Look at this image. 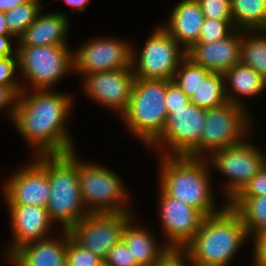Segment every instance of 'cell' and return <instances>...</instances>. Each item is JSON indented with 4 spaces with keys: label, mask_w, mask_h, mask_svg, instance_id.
Segmentation results:
<instances>
[{
    "label": "cell",
    "mask_w": 266,
    "mask_h": 266,
    "mask_svg": "<svg viewBox=\"0 0 266 266\" xmlns=\"http://www.w3.org/2000/svg\"><path fill=\"white\" fill-rule=\"evenodd\" d=\"M133 70L127 68L84 74L85 89L92 98L110 109L118 110L122 115L128 106L136 80Z\"/></svg>",
    "instance_id": "obj_16"
},
{
    "label": "cell",
    "mask_w": 266,
    "mask_h": 266,
    "mask_svg": "<svg viewBox=\"0 0 266 266\" xmlns=\"http://www.w3.org/2000/svg\"><path fill=\"white\" fill-rule=\"evenodd\" d=\"M191 99L180 89L173 80H166V97L165 103L168 115L173 109H179L188 105Z\"/></svg>",
    "instance_id": "obj_35"
},
{
    "label": "cell",
    "mask_w": 266,
    "mask_h": 266,
    "mask_svg": "<svg viewBox=\"0 0 266 266\" xmlns=\"http://www.w3.org/2000/svg\"><path fill=\"white\" fill-rule=\"evenodd\" d=\"M205 119L206 109L192 102L182 108L173 109L161 135L151 145H157L160 140L171 148L174 156H187L200 143Z\"/></svg>",
    "instance_id": "obj_11"
},
{
    "label": "cell",
    "mask_w": 266,
    "mask_h": 266,
    "mask_svg": "<svg viewBox=\"0 0 266 266\" xmlns=\"http://www.w3.org/2000/svg\"><path fill=\"white\" fill-rule=\"evenodd\" d=\"M250 38L241 39L240 63L251 67L266 80V37Z\"/></svg>",
    "instance_id": "obj_27"
},
{
    "label": "cell",
    "mask_w": 266,
    "mask_h": 266,
    "mask_svg": "<svg viewBox=\"0 0 266 266\" xmlns=\"http://www.w3.org/2000/svg\"><path fill=\"white\" fill-rule=\"evenodd\" d=\"M165 154L162 164L161 189L169 196L179 199L201 211L205 216L218 214L214 211L209 176L202 158Z\"/></svg>",
    "instance_id": "obj_3"
},
{
    "label": "cell",
    "mask_w": 266,
    "mask_h": 266,
    "mask_svg": "<svg viewBox=\"0 0 266 266\" xmlns=\"http://www.w3.org/2000/svg\"><path fill=\"white\" fill-rule=\"evenodd\" d=\"M36 91L38 92L26 97L23 89L17 96L16 105L11 112L16 129L34 148L38 146V155L74 151L72 140L63 126L71 109L70 98L48 90Z\"/></svg>",
    "instance_id": "obj_1"
},
{
    "label": "cell",
    "mask_w": 266,
    "mask_h": 266,
    "mask_svg": "<svg viewBox=\"0 0 266 266\" xmlns=\"http://www.w3.org/2000/svg\"><path fill=\"white\" fill-rule=\"evenodd\" d=\"M13 35H0V58L12 56V46L8 37Z\"/></svg>",
    "instance_id": "obj_40"
},
{
    "label": "cell",
    "mask_w": 266,
    "mask_h": 266,
    "mask_svg": "<svg viewBox=\"0 0 266 266\" xmlns=\"http://www.w3.org/2000/svg\"><path fill=\"white\" fill-rule=\"evenodd\" d=\"M29 0H0V11L7 12L17 5L23 4Z\"/></svg>",
    "instance_id": "obj_41"
},
{
    "label": "cell",
    "mask_w": 266,
    "mask_h": 266,
    "mask_svg": "<svg viewBox=\"0 0 266 266\" xmlns=\"http://www.w3.org/2000/svg\"><path fill=\"white\" fill-rule=\"evenodd\" d=\"M231 33L226 38L211 43H196L186 56L195 64L212 73H222L240 63L241 38Z\"/></svg>",
    "instance_id": "obj_17"
},
{
    "label": "cell",
    "mask_w": 266,
    "mask_h": 266,
    "mask_svg": "<svg viewBox=\"0 0 266 266\" xmlns=\"http://www.w3.org/2000/svg\"><path fill=\"white\" fill-rule=\"evenodd\" d=\"M166 80L136 78L122 117L130 130L149 147L161 135L168 117Z\"/></svg>",
    "instance_id": "obj_5"
},
{
    "label": "cell",
    "mask_w": 266,
    "mask_h": 266,
    "mask_svg": "<svg viewBox=\"0 0 266 266\" xmlns=\"http://www.w3.org/2000/svg\"><path fill=\"white\" fill-rule=\"evenodd\" d=\"M16 59L12 56L0 58V85L10 87L17 95H19L23 89L13 80L14 72L18 66V57Z\"/></svg>",
    "instance_id": "obj_34"
},
{
    "label": "cell",
    "mask_w": 266,
    "mask_h": 266,
    "mask_svg": "<svg viewBox=\"0 0 266 266\" xmlns=\"http://www.w3.org/2000/svg\"><path fill=\"white\" fill-rule=\"evenodd\" d=\"M66 3L73 7V9H78L79 11H83L85 6L89 3V0H65Z\"/></svg>",
    "instance_id": "obj_42"
},
{
    "label": "cell",
    "mask_w": 266,
    "mask_h": 266,
    "mask_svg": "<svg viewBox=\"0 0 266 266\" xmlns=\"http://www.w3.org/2000/svg\"><path fill=\"white\" fill-rule=\"evenodd\" d=\"M242 106L231 102L206 109L205 126L200 143L187 155L199 158L201 153L214 152L243 142L249 119ZM209 150V152H208Z\"/></svg>",
    "instance_id": "obj_6"
},
{
    "label": "cell",
    "mask_w": 266,
    "mask_h": 266,
    "mask_svg": "<svg viewBox=\"0 0 266 266\" xmlns=\"http://www.w3.org/2000/svg\"><path fill=\"white\" fill-rule=\"evenodd\" d=\"M18 65L36 90H47L69 69H73V55L66 45L19 46Z\"/></svg>",
    "instance_id": "obj_8"
},
{
    "label": "cell",
    "mask_w": 266,
    "mask_h": 266,
    "mask_svg": "<svg viewBox=\"0 0 266 266\" xmlns=\"http://www.w3.org/2000/svg\"><path fill=\"white\" fill-rule=\"evenodd\" d=\"M190 99L192 103L204 109L218 107L228 101L238 106L242 105L233 93H227L222 73H211L205 80H201L197 91Z\"/></svg>",
    "instance_id": "obj_23"
},
{
    "label": "cell",
    "mask_w": 266,
    "mask_h": 266,
    "mask_svg": "<svg viewBox=\"0 0 266 266\" xmlns=\"http://www.w3.org/2000/svg\"><path fill=\"white\" fill-rule=\"evenodd\" d=\"M37 160L17 171L5 185L8 205H36L47 207L50 182L47 177V155H37Z\"/></svg>",
    "instance_id": "obj_15"
},
{
    "label": "cell",
    "mask_w": 266,
    "mask_h": 266,
    "mask_svg": "<svg viewBox=\"0 0 266 266\" xmlns=\"http://www.w3.org/2000/svg\"><path fill=\"white\" fill-rule=\"evenodd\" d=\"M205 18L232 20L230 0H197Z\"/></svg>",
    "instance_id": "obj_32"
},
{
    "label": "cell",
    "mask_w": 266,
    "mask_h": 266,
    "mask_svg": "<svg viewBox=\"0 0 266 266\" xmlns=\"http://www.w3.org/2000/svg\"><path fill=\"white\" fill-rule=\"evenodd\" d=\"M129 213H89L69 230V236L81 247L103 261L109 250L122 240Z\"/></svg>",
    "instance_id": "obj_9"
},
{
    "label": "cell",
    "mask_w": 266,
    "mask_h": 266,
    "mask_svg": "<svg viewBox=\"0 0 266 266\" xmlns=\"http://www.w3.org/2000/svg\"><path fill=\"white\" fill-rule=\"evenodd\" d=\"M232 26V20H213L205 18L197 43H211L222 40L234 31L231 28Z\"/></svg>",
    "instance_id": "obj_31"
},
{
    "label": "cell",
    "mask_w": 266,
    "mask_h": 266,
    "mask_svg": "<svg viewBox=\"0 0 266 266\" xmlns=\"http://www.w3.org/2000/svg\"><path fill=\"white\" fill-rule=\"evenodd\" d=\"M230 2L234 26L232 28L241 31L266 29V0H230Z\"/></svg>",
    "instance_id": "obj_25"
},
{
    "label": "cell",
    "mask_w": 266,
    "mask_h": 266,
    "mask_svg": "<svg viewBox=\"0 0 266 266\" xmlns=\"http://www.w3.org/2000/svg\"><path fill=\"white\" fill-rule=\"evenodd\" d=\"M103 264L104 266H139L123 240L109 250Z\"/></svg>",
    "instance_id": "obj_33"
},
{
    "label": "cell",
    "mask_w": 266,
    "mask_h": 266,
    "mask_svg": "<svg viewBox=\"0 0 266 266\" xmlns=\"http://www.w3.org/2000/svg\"><path fill=\"white\" fill-rule=\"evenodd\" d=\"M255 266H266V230L254 237Z\"/></svg>",
    "instance_id": "obj_37"
},
{
    "label": "cell",
    "mask_w": 266,
    "mask_h": 266,
    "mask_svg": "<svg viewBox=\"0 0 266 266\" xmlns=\"http://www.w3.org/2000/svg\"><path fill=\"white\" fill-rule=\"evenodd\" d=\"M50 196L47 211L51 221L58 220L68 231L90 212L85 208L78 182V160L74 151L47 155ZM86 210H85V209Z\"/></svg>",
    "instance_id": "obj_4"
},
{
    "label": "cell",
    "mask_w": 266,
    "mask_h": 266,
    "mask_svg": "<svg viewBox=\"0 0 266 266\" xmlns=\"http://www.w3.org/2000/svg\"><path fill=\"white\" fill-rule=\"evenodd\" d=\"M215 167L230 177L227 186L229 202L249 180L266 164V157L247 142L210 153ZM229 187V188H228Z\"/></svg>",
    "instance_id": "obj_12"
},
{
    "label": "cell",
    "mask_w": 266,
    "mask_h": 266,
    "mask_svg": "<svg viewBox=\"0 0 266 266\" xmlns=\"http://www.w3.org/2000/svg\"><path fill=\"white\" fill-rule=\"evenodd\" d=\"M68 19L64 14H48L37 18L18 37L19 46L65 45Z\"/></svg>",
    "instance_id": "obj_21"
},
{
    "label": "cell",
    "mask_w": 266,
    "mask_h": 266,
    "mask_svg": "<svg viewBox=\"0 0 266 266\" xmlns=\"http://www.w3.org/2000/svg\"><path fill=\"white\" fill-rule=\"evenodd\" d=\"M266 196V164L249 180L235 197Z\"/></svg>",
    "instance_id": "obj_36"
},
{
    "label": "cell",
    "mask_w": 266,
    "mask_h": 266,
    "mask_svg": "<svg viewBox=\"0 0 266 266\" xmlns=\"http://www.w3.org/2000/svg\"><path fill=\"white\" fill-rule=\"evenodd\" d=\"M227 204L240 216L249 235L266 230V196L234 197Z\"/></svg>",
    "instance_id": "obj_24"
},
{
    "label": "cell",
    "mask_w": 266,
    "mask_h": 266,
    "mask_svg": "<svg viewBox=\"0 0 266 266\" xmlns=\"http://www.w3.org/2000/svg\"><path fill=\"white\" fill-rule=\"evenodd\" d=\"M180 45L163 27H159L146 41L134 76L139 79L173 80L175 71L186 57V51L183 49L181 52Z\"/></svg>",
    "instance_id": "obj_10"
},
{
    "label": "cell",
    "mask_w": 266,
    "mask_h": 266,
    "mask_svg": "<svg viewBox=\"0 0 266 266\" xmlns=\"http://www.w3.org/2000/svg\"><path fill=\"white\" fill-rule=\"evenodd\" d=\"M64 233L63 241L49 237L29 242L9 257L16 266H66V239L69 232L64 230Z\"/></svg>",
    "instance_id": "obj_20"
},
{
    "label": "cell",
    "mask_w": 266,
    "mask_h": 266,
    "mask_svg": "<svg viewBox=\"0 0 266 266\" xmlns=\"http://www.w3.org/2000/svg\"><path fill=\"white\" fill-rule=\"evenodd\" d=\"M78 182L84 206L90 205V213H128L121 204L126 200L123 185L112 171L78 162Z\"/></svg>",
    "instance_id": "obj_7"
},
{
    "label": "cell",
    "mask_w": 266,
    "mask_h": 266,
    "mask_svg": "<svg viewBox=\"0 0 266 266\" xmlns=\"http://www.w3.org/2000/svg\"><path fill=\"white\" fill-rule=\"evenodd\" d=\"M17 94L10 88L0 85V109L8 105H16Z\"/></svg>",
    "instance_id": "obj_39"
},
{
    "label": "cell",
    "mask_w": 266,
    "mask_h": 266,
    "mask_svg": "<svg viewBox=\"0 0 266 266\" xmlns=\"http://www.w3.org/2000/svg\"><path fill=\"white\" fill-rule=\"evenodd\" d=\"M160 215L163 229L169 237L167 246L181 251L198 233L205 215L196 208L166 194L161 189Z\"/></svg>",
    "instance_id": "obj_14"
},
{
    "label": "cell",
    "mask_w": 266,
    "mask_h": 266,
    "mask_svg": "<svg viewBox=\"0 0 266 266\" xmlns=\"http://www.w3.org/2000/svg\"><path fill=\"white\" fill-rule=\"evenodd\" d=\"M0 35H12L6 25L5 12L0 11Z\"/></svg>",
    "instance_id": "obj_43"
},
{
    "label": "cell",
    "mask_w": 266,
    "mask_h": 266,
    "mask_svg": "<svg viewBox=\"0 0 266 266\" xmlns=\"http://www.w3.org/2000/svg\"><path fill=\"white\" fill-rule=\"evenodd\" d=\"M38 0H29L5 12V21L13 37H19L40 13Z\"/></svg>",
    "instance_id": "obj_28"
},
{
    "label": "cell",
    "mask_w": 266,
    "mask_h": 266,
    "mask_svg": "<svg viewBox=\"0 0 266 266\" xmlns=\"http://www.w3.org/2000/svg\"><path fill=\"white\" fill-rule=\"evenodd\" d=\"M131 46L111 39L93 40L73 54V69L82 74L132 68L136 61Z\"/></svg>",
    "instance_id": "obj_13"
},
{
    "label": "cell",
    "mask_w": 266,
    "mask_h": 266,
    "mask_svg": "<svg viewBox=\"0 0 266 266\" xmlns=\"http://www.w3.org/2000/svg\"><path fill=\"white\" fill-rule=\"evenodd\" d=\"M66 266H104L103 260L81 247L70 236L66 239Z\"/></svg>",
    "instance_id": "obj_30"
},
{
    "label": "cell",
    "mask_w": 266,
    "mask_h": 266,
    "mask_svg": "<svg viewBox=\"0 0 266 266\" xmlns=\"http://www.w3.org/2000/svg\"><path fill=\"white\" fill-rule=\"evenodd\" d=\"M204 19L197 0H183L174 7L168 26L163 28L188 51L198 42Z\"/></svg>",
    "instance_id": "obj_19"
},
{
    "label": "cell",
    "mask_w": 266,
    "mask_h": 266,
    "mask_svg": "<svg viewBox=\"0 0 266 266\" xmlns=\"http://www.w3.org/2000/svg\"><path fill=\"white\" fill-rule=\"evenodd\" d=\"M11 213L15 244L10 246L11 256L18 248L33 241L48 238V229L51 225L46 207L36 205H8Z\"/></svg>",
    "instance_id": "obj_18"
},
{
    "label": "cell",
    "mask_w": 266,
    "mask_h": 266,
    "mask_svg": "<svg viewBox=\"0 0 266 266\" xmlns=\"http://www.w3.org/2000/svg\"><path fill=\"white\" fill-rule=\"evenodd\" d=\"M225 81L229 80L233 92L238 95L251 96L258 94L266 87V80L251 67L238 63L224 74Z\"/></svg>",
    "instance_id": "obj_26"
},
{
    "label": "cell",
    "mask_w": 266,
    "mask_h": 266,
    "mask_svg": "<svg viewBox=\"0 0 266 266\" xmlns=\"http://www.w3.org/2000/svg\"><path fill=\"white\" fill-rule=\"evenodd\" d=\"M131 220L130 218L126 222L122 240L139 266H154L172 250L167 245L163 246V248H158L153 237L150 236L151 233L145 229L132 226Z\"/></svg>",
    "instance_id": "obj_22"
},
{
    "label": "cell",
    "mask_w": 266,
    "mask_h": 266,
    "mask_svg": "<svg viewBox=\"0 0 266 266\" xmlns=\"http://www.w3.org/2000/svg\"><path fill=\"white\" fill-rule=\"evenodd\" d=\"M182 255V256H181ZM182 251L169 252L160 262L154 266H186Z\"/></svg>",
    "instance_id": "obj_38"
},
{
    "label": "cell",
    "mask_w": 266,
    "mask_h": 266,
    "mask_svg": "<svg viewBox=\"0 0 266 266\" xmlns=\"http://www.w3.org/2000/svg\"><path fill=\"white\" fill-rule=\"evenodd\" d=\"M182 63H184V69L179 70L177 68L173 81L191 98L194 92L197 91L201 80H205L212 72L195 64L187 56L182 60Z\"/></svg>",
    "instance_id": "obj_29"
},
{
    "label": "cell",
    "mask_w": 266,
    "mask_h": 266,
    "mask_svg": "<svg viewBox=\"0 0 266 266\" xmlns=\"http://www.w3.org/2000/svg\"><path fill=\"white\" fill-rule=\"evenodd\" d=\"M247 236L240 216L226 205L218 214L205 217L181 251L194 266H227Z\"/></svg>",
    "instance_id": "obj_2"
}]
</instances>
